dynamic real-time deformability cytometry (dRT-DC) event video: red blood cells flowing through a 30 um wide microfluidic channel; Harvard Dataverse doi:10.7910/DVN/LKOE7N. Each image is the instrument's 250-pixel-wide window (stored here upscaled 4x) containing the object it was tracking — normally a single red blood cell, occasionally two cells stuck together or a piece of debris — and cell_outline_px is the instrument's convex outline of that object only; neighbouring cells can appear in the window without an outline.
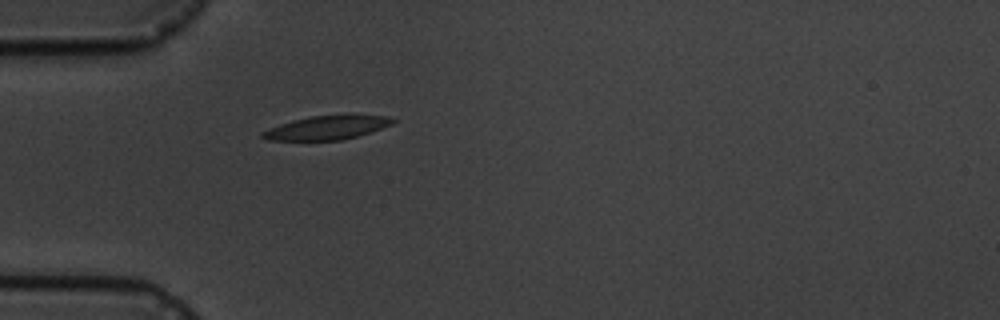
{"species": "common noctule bat (a hibernating species)", "species_latin": "Nyctalus noctula", "temperature_condition": "cold", "stored_images_in_passage": 4, "camera_frame_rate_fps": 3000, "um_per_image_px": 0.085, "animal": {"sex": "male", "body_mass_g": 19.5, "forearm_length_mm": 54.6}, "frame": {"image": 1, "passage_image": 4, "time_ms": 3.667, "image_size_px": [1000, 320], "cell_outline_px": [[396, 120], [392, 124], [356, 136], [340, 140], [268, 140], [260, 136], [260, 132], [280, 124], [292, 120], [308, 116], [388, 116]], "centroid_in_image_um": [27.7, 10.86], "position_along_channel_um": 57.3, "area_um2": 17.51}}